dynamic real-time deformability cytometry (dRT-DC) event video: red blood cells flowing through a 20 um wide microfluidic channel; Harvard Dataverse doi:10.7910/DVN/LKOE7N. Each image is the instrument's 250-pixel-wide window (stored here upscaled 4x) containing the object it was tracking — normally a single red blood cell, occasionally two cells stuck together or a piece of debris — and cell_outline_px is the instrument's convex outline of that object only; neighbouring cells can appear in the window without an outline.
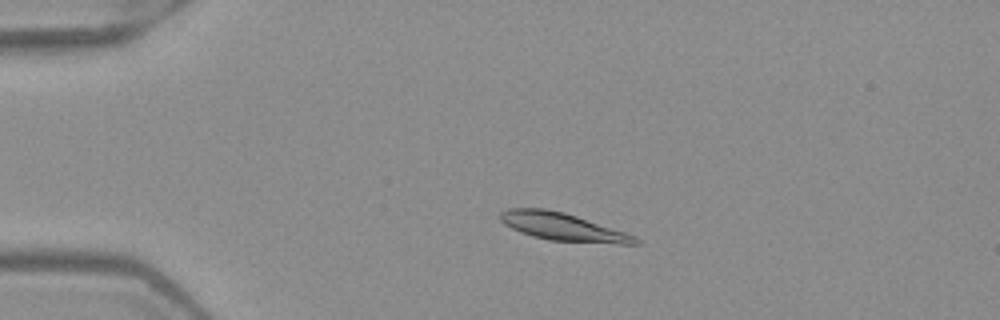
{"species": "Egyptian fruit bat (a non-hibernating species)", "species_latin": "Rousettus aegyptiacus", "temperature_condition": "warm", "stored_images_in_passage": 4, "camera_frame_rate_fps": 3000, "um_per_image_px": 0.085, "frame": {"image": 1, "passage_image": 3, "time_ms": 0.667, "image_size_px": [1000, 320], "cell_outline_px": [[640, 244], [616, 244], [548, 240], [532, 236], [520, 232], [504, 224], [500, 220], [500, 212], [508, 208], [544, 208], [564, 212], [636, 236], [640, 240]], "centroid_in_image_um": [47.82, 19.29], "position_along_channel_um": 37.2, "area_um2": 21.79}}